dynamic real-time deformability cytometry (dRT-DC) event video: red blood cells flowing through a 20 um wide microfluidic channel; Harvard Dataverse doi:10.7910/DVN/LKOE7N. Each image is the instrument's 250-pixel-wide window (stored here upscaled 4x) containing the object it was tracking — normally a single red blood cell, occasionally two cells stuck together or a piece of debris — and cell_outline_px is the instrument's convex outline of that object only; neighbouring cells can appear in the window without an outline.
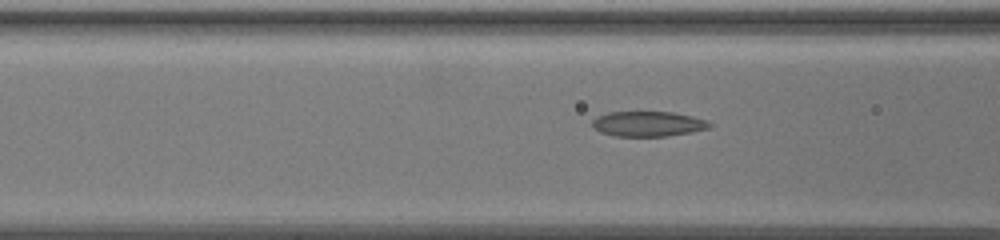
{"species": "common noctule bat (a hibernating species)", "species_latin": "Nyctalus noctula", "temperature_condition": "warm", "stored_images_in_passage": 39, "camera_frame_rate_fps": 3000, "um_per_image_px": 0.085, "animal": {"sex": "female", "body_mass_g": 19.5, "forearm_length_mm": 54.1}, "frame": {"image": 1, "passage_image": 11, "time_ms": 3.333, "image_size_px": [1000, 240], "cell_outline_px": [[712, 124], [708, 128], [692, 132], [668, 136], [612, 136], [600, 132], [592, 128], [592, 120], [596, 116], [608, 112], [672, 112], [692, 116], [708, 120]], "centroid_in_image_um": [55.05, 10.53], "position_along_channel_um": 111.5, "area_um2": 17.34}}
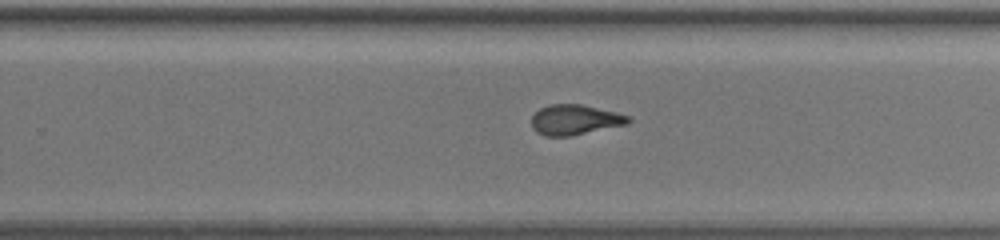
{"frame": {"image": 2, "passage_image": 26, "time_ms": 8.333, "image_size_px": [1000, 240], "cell_outline_px": [[632, 120], [628, 124], [572, 136], [544, 136], [536, 132], [532, 128], [532, 116], [540, 108], [548, 104], [580, 104], [616, 112], [628, 116]], "centroid_in_image_um": [48.86, 10.19], "position_along_channel_um": 280.9, "area_um2": 17.11}}
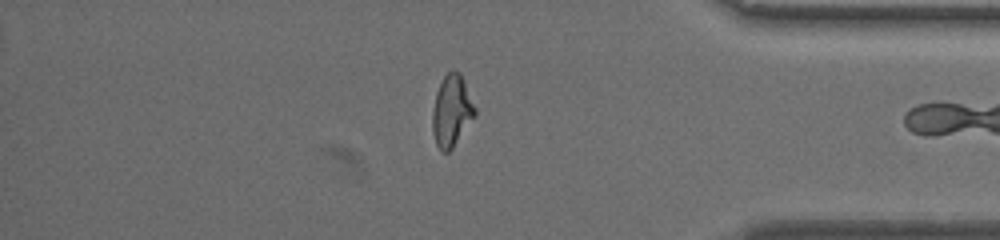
{"frame": {"image": 3, "passage_image": 38, "time_ms": 12.333, "image_size_px": [1000, 240], "cell_outline_px": [[476, 116], [452, 148], [448, 152], [440, 152], [436, 144], [432, 132], [432, 112], [436, 92], [444, 76], [448, 72], [460, 72], [476, 108]], "centroid_in_image_um": [38.39, 9.46], "position_along_channel_um": 396.8, "area_um2": 17.69}}